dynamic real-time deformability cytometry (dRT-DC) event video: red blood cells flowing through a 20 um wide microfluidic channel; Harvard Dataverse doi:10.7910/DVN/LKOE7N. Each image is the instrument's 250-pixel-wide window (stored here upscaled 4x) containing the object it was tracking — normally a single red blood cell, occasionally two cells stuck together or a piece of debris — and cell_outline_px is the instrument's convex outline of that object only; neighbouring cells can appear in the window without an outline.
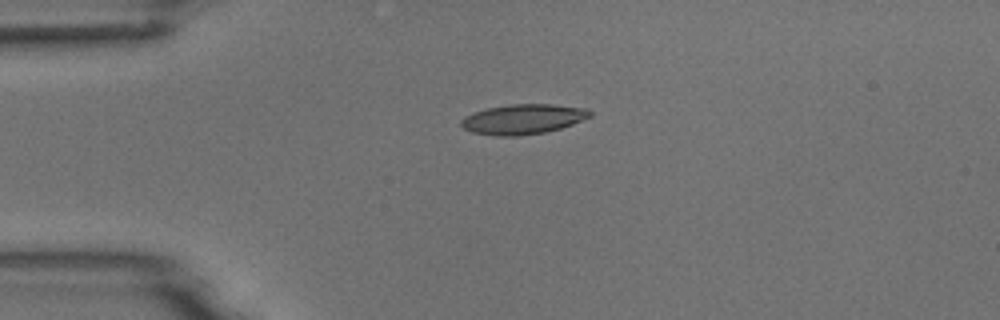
{"species": "common noctule bat (a hibernating species)", "species_latin": "Nyctalus noctula", "temperature_condition": "room temperature", "stored_images_in_passage": 2, "camera_frame_rate_fps": 3000, "um_per_image_px": 0.085, "animal": {"sex": "male", "body_mass_g": 18.8}, "frame": {"image": 1, "passage_image": 1, "time_ms": 0.0, "image_size_px": [1000, 320], "cell_outline_px": [[592, 116], [572, 124], [560, 128], [544, 132], [516, 136], [496, 136], [472, 132], [464, 128], [460, 124], [460, 120], [464, 116], [488, 108], [512, 104], [552, 104], [588, 108], [592, 112]], "centroid_in_image_um": [44.47, 10.12], "position_along_channel_um": 40.5, "area_um2": 22.43}}